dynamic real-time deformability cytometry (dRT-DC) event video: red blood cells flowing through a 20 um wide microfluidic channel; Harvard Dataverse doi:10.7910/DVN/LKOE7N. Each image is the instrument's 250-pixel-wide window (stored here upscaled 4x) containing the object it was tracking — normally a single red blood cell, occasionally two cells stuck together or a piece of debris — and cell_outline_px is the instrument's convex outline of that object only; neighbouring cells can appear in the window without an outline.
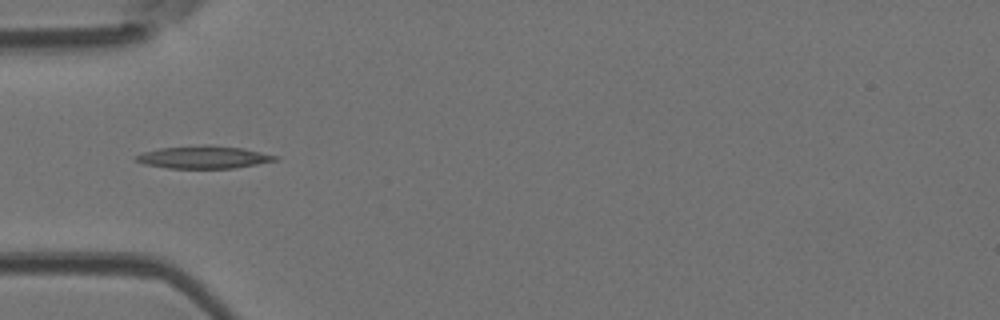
{"species": "Egyptian fruit bat (a non-hibernating species)", "species_latin": "Rousettus aegyptiacus", "temperature_condition": "room temperature", "stored_images_in_passage": 4, "camera_frame_rate_fps": 3000, "um_per_image_px": 0.085, "animal": {"sex": "female"}, "frame": {"image": 1, "passage_image": 4, "time_ms": 1.0, "image_size_px": [1000, 320], "cell_outline_px": [[280, 156], [276, 160], [256, 164], [232, 168], [168, 168], [144, 164], [132, 160], [136, 156], [144, 152], [160, 148], [204, 144], [208, 144], [240, 148]], "centroid_in_image_um": [17.27, 13.35], "position_along_channel_um": 67.7, "area_um2": 18.21}}